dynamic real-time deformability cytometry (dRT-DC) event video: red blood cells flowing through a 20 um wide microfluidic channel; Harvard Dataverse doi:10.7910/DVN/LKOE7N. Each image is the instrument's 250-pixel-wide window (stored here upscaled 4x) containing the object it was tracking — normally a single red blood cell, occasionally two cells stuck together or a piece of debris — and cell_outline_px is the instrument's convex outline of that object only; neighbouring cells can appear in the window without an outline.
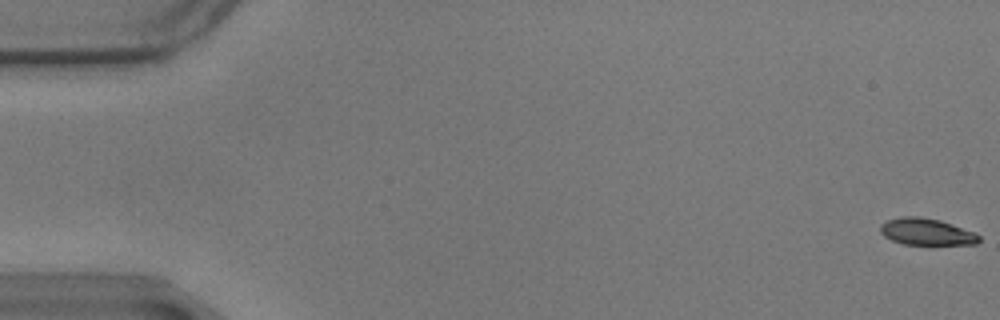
{"species": "common noctule bat (a hibernating species)", "species_latin": "Nyctalus noctula", "temperature_condition": "warm", "stored_images_in_passage": 59, "camera_frame_rate_fps": 3000, "um_per_image_px": 0.085, "animal": {"sex": "male", "body_mass_g": 17.9}, "frame": {"image": 1, "passage_image": 1, "time_ms": 0.0, "image_size_px": [1000, 320], "cell_outline_px": [[980, 240], [976, 244], [904, 244], [892, 240], [884, 236], [880, 232], [880, 224], [888, 220], [900, 216], [920, 216], [940, 220], [976, 232], [980, 236]], "centroid_in_image_um": [78.75, 19.69], "position_along_channel_um": 6.2, "area_um2": 15.43}}
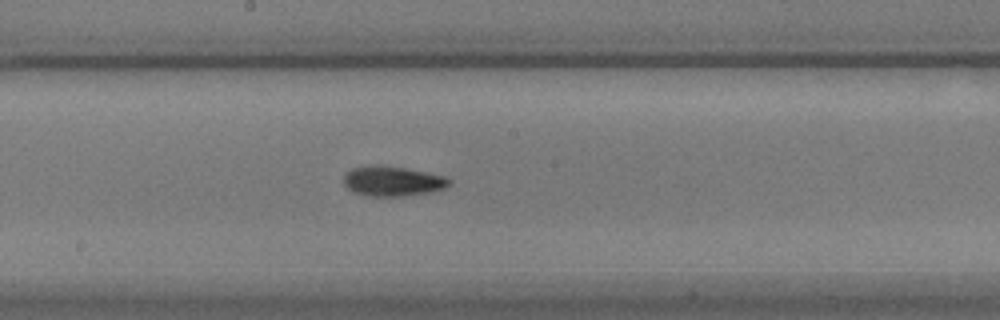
{"frame": {"image": 2, "passage_image": 32, "time_ms": 10.333, "image_size_px": [1000, 320], "cell_outline_px": [[452, 180], [444, 188], [428, 192], [404, 196], [368, 196], [352, 192], [344, 184], [344, 176], [352, 168], [372, 164], [380, 164], [428, 172], [444, 176]], "centroid_in_image_um": [33.34, 15.38], "position_along_channel_um": 214.9, "area_um2": 18.44}}
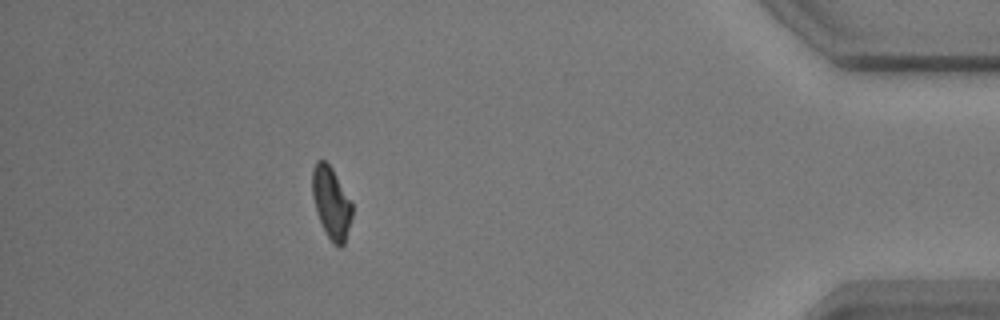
{"frame": {"image": 3, "passage_image": 53, "time_ms": 17.333, "image_size_px": [1000, 320], "cell_outline_px": [[352, 216], [344, 244], [340, 248], [332, 244], [316, 212], [312, 196], [312, 172], [316, 160], [324, 160], [332, 168], [352, 204]], "centroid_in_image_um": [28.14, 17.25], "position_along_channel_um": 407.1, "area_um2": 16.47}, "authors_computed_cell_mechanics": {"area_um2": 16.762, "velocity_mm_per_s": 3.471, "shape_relaxation_time_tau1_ms": 5.2039, "shape_relaxation_time_tau2_ms": 3.0311, "deformation_change_tau1": 0.1558, "deformation_change_tau2": 0.0817}}